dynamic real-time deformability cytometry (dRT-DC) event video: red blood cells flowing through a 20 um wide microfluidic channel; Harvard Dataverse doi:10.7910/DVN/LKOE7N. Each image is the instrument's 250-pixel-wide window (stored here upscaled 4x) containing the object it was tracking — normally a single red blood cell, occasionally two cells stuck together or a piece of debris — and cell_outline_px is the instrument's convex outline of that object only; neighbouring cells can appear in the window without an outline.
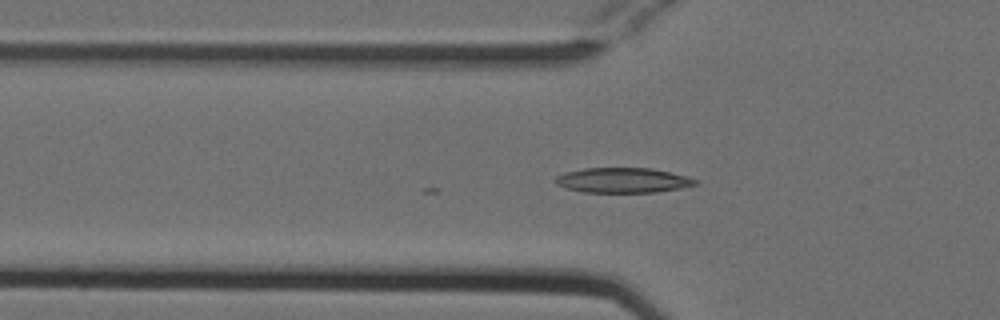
{"species": "Egyptian fruit bat (a non-hibernating species)", "species_latin": "Rousettus aegyptiacus", "temperature_condition": "cold", "stored_images_in_passage": 6, "camera_frame_rate_fps": 3000, "um_per_image_px": 0.085, "animal": {"sex": "female"}, "frame": {"image": 1, "passage_image": 2, "time_ms": 0.333, "image_size_px": [1000, 320], "cell_outline_px": [[700, 184], [680, 188], [656, 192], [584, 192], [564, 188], [556, 184], [552, 180], [556, 176], [564, 172], [584, 168], [652, 168], [684, 176], [696, 180]], "centroid_in_image_um": [52.87, 15.32], "position_along_channel_um": 72.9, "area_um2": 20.4}}
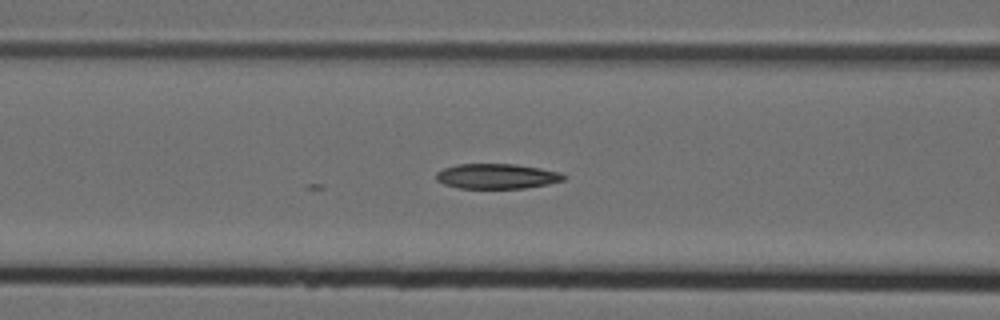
{"frame": {"image": 2, "passage_image": 6, "time_ms": 1.667, "image_size_px": [1000, 320], "cell_outline_px": [[564, 180], [548, 184], [524, 188], [460, 188], [444, 184], [436, 180], [436, 172], [444, 168], [456, 164], [516, 164], [540, 168], [560, 172], [564, 176]], "centroid_in_image_um": [42.21, 14.97], "position_along_channel_um": 124.4, "area_um2": 18.55}}